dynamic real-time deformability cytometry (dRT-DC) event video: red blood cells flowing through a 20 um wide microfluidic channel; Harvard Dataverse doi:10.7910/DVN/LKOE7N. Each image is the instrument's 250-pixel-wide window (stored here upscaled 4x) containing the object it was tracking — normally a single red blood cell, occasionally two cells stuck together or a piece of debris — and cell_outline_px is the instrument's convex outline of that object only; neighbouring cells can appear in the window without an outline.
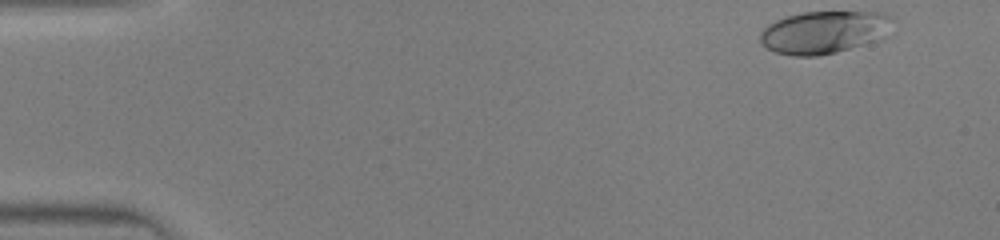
{"species": "human", "species_latin": "Homo sapiens", "temperature_condition": "warm", "stored_images_in_passage": 42, "camera_frame_rate_fps": 3000, "um_per_image_px": 0.085, "donor": {"sex": "male"}, "frame": {"image": 1, "passage_image": 1, "time_ms": 0.0, "image_size_px": [1000, 240], "cell_outline_px": [[892, 16], [884, 36], [880, 40], [836, 52], [816, 56], [792, 56], [776, 52], [760, 44], [760, 32], [768, 24], [784, 16], [804, 12], [884, 12]], "centroid_in_image_um": [70.0, 2.74], "position_along_channel_um": 15.0, "area_um2": 32.83}}
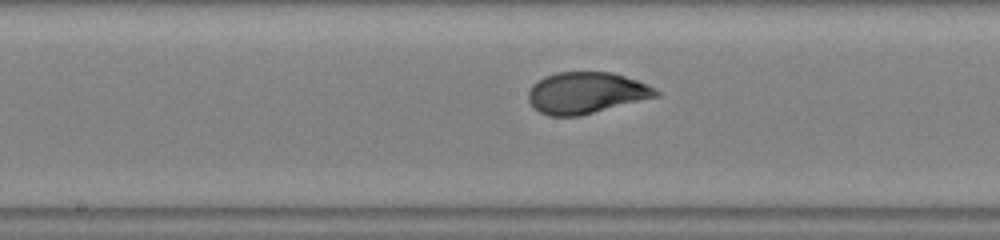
{"frame": {"image": 2, "passage_image": 21, "time_ms": 6.667, "image_size_px": [1000, 240], "cell_outline_px": [[660, 96], [580, 116], [548, 116], [532, 108], [528, 100], [528, 92], [532, 84], [544, 76], [556, 72], [612, 72], [636, 80], [660, 92]], "centroid_in_image_um": [49.77, 7.9], "position_along_channel_um": 198.4, "area_um2": 30.92}}
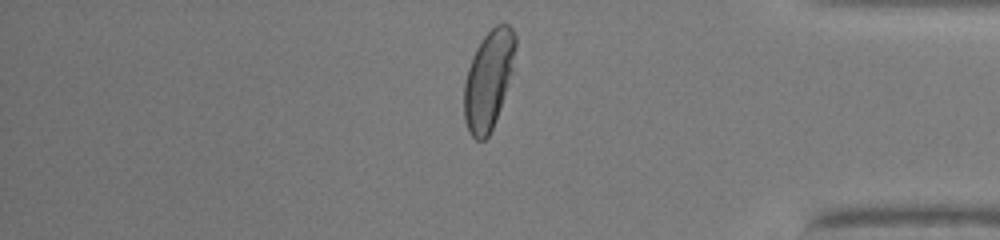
{"frame": {"image": 3, "passage_image": 35, "time_ms": 11.333, "image_size_px": [1000, 240], "cell_outline_px": [[516, 44], [512, 72], [500, 108], [492, 128], [488, 136], [484, 140], [476, 140], [472, 136], [464, 120], [464, 84], [468, 68], [472, 56], [476, 48], [484, 36], [496, 24], [504, 20], [512, 28], [516, 36]], "centroid_in_image_um": [41.53, 6.74], "position_along_channel_um": 393.7, "area_um2": 29.48}}